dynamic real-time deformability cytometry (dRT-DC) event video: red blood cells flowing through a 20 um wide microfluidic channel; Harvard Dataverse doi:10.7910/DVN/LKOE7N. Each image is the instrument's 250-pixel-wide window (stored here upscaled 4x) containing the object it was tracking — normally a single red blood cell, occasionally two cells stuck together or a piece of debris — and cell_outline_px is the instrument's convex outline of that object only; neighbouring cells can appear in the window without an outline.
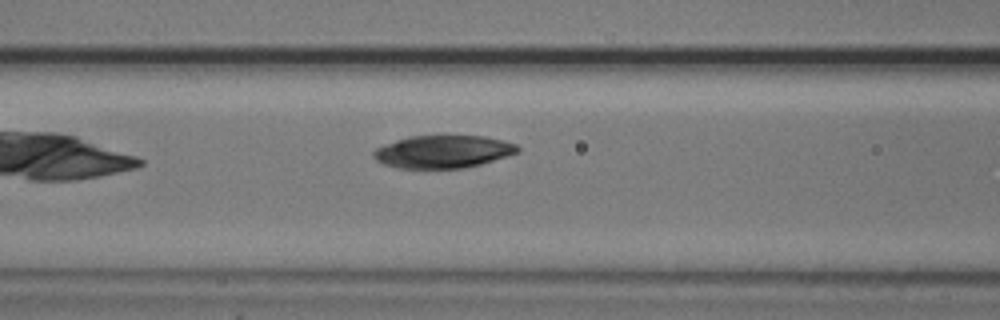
{"species": "common noctule bat (a hibernating species)", "species_latin": "Nyctalus noctula", "temperature_condition": "cold", "stored_images_in_passage": 6, "camera_frame_rate_fps": 3000, "um_per_image_px": 0.085, "animal": {"sex": "male", "body_mass_g": 20.5, "forearm_length_mm": 52.5}, "frame": {"image": 1, "passage_image": 6, "time_ms": 7.0, "image_size_px": [1000, 320], "cell_outline_px": [[520, 152], [508, 156], [480, 164], [464, 168], [396, 168], [384, 164], [376, 160], [372, 156], [372, 152], [376, 148], [384, 144], [396, 140], [412, 136], [484, 136], [504, 140], [516, 144], [520, 148]], "centroid_in_image_um": [37.67, 12.89], "position_along_channel_um": 128.9, "area_um2": 27.51}}